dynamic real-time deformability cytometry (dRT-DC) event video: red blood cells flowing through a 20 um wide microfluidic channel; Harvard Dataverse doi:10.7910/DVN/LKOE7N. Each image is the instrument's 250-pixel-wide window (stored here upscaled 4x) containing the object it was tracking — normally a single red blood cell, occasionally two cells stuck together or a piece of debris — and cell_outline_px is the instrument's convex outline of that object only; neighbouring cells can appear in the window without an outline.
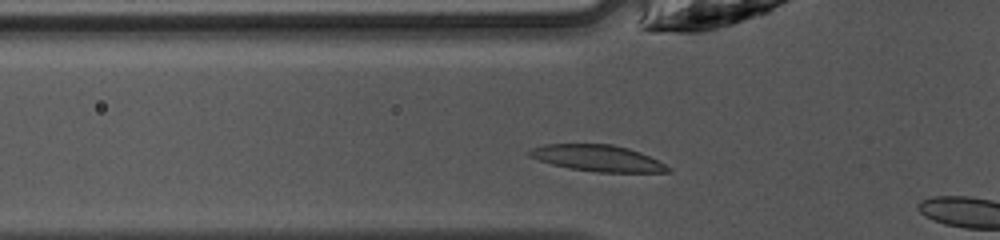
{"species": "common noctule bat (a hibernating species)", "species_latin": "Nyctalus noctula", "temperature_condition": "warm", "stored_images_in_passage": 3, "camera_frame_rate_fps": 3000, "um_per_image_px": 0.085, "animal": {"sex": "female", "body_mass_g": 10.0, "forearm_length_mm": 53.1}, "frame": {"image": 1, "passage_image": 2, "time_ms": 0.333, "image_size_px": [1000, 240], "cell_outline_px": [[672, 172], [596, 172], [568, 168], [552, 164], [528, 156], [528, 152], [532, 148], [544, 144], [612, 144], [628, 148], [640, 152], [672, 168]], "centroid_in_image_um": [50.79, 13.44], "position_along_channel_um": 75.0, "area_um2": 21.15}}